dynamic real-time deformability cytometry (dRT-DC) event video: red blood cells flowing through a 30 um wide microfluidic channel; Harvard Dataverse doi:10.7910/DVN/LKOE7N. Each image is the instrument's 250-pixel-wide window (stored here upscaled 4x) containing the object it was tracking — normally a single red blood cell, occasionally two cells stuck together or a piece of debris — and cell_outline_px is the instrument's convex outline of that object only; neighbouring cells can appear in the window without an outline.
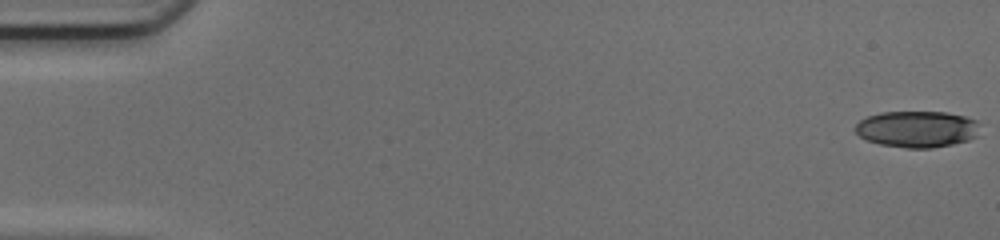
{"species": "common noctule bat (a hibernating species)", "species_latin": "Nyctalus noctula", "temperature_condition": "cold", "stored_images_in_passage": 19, "camera_frame_rate_fps": 3000, "um_per_image_px": 0.085, "animal": {"sex": "female", "body_mass_g": 17.0, "forearm_length_mm": 48.0}, "frame": {"image": 1, "passage_image": 1, "time_ms": 0.0, "image_size_px": [1000, 240], "cell_outline_px": [[980, 136], [968, 140], [952, 144], [932, 148], [904, 148], [880, 144], [868, 140], [860, 136], [852, 128], [860, 120], [868, 116], [880, 112], [948, 112], [964, 116], [976, 120]], "centroid_in_image_um": [77.95, 10.97], "position_along_channel_um": 7.0, "area_um2": 26.65}}
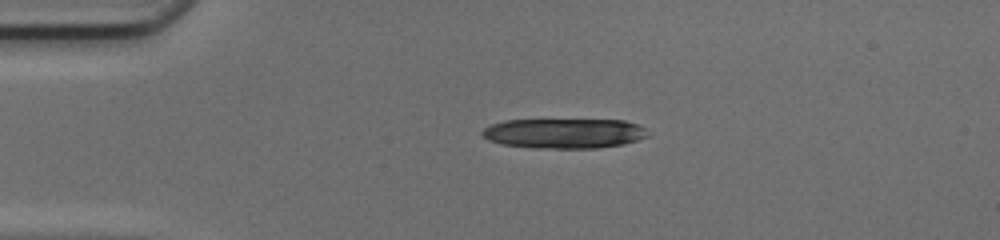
{"frame": {"image": 2, "passage_image": 12, "time_ms": 3.667, "image_size_px": [1000, 240], "cell_outline_px": [[648, 136], [636, 140], [620, 144], [596, 148], [552, 148], [500, 144], [488, 140], [480, 132], [484, 128], [492, 124], [504, 120], [624, 120], [636, 124], [644, 128]], "centroid_in_image_um": [47.92, 11.32], "position_along_channel_um": 37.1, "area_um2": 28.44}}